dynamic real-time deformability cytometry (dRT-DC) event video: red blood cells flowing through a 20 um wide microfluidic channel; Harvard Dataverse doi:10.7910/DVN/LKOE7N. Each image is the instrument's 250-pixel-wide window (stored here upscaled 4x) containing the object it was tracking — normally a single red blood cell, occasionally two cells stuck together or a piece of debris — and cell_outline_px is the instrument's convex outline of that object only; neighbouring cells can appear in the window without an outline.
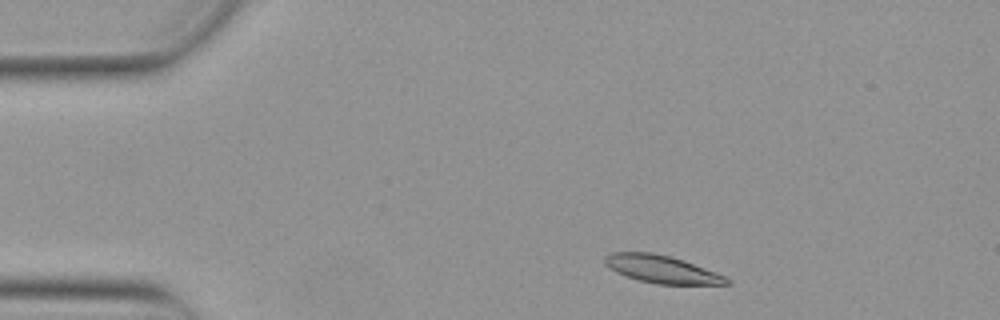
{"species": "Egyptian fruit bat (a non-hibernating species)", "species_latin": "Rousettus aegyptiacus", "temperature_condition": "warm", "stored_images_in_passage": 48, "camera_frame_rate_fps": 3000, "um_per_image_px": 0.085, "animal": {"sex": "female"}, "frame": {"image": 1, "passage_image": 4, "time_ms": 1.0, "image_size_px": [1000, 320], "cell_outline_px": [[732, 284], [656, 284], [624, 276], [608, 268], [604, 264], [604, 256], [612, 252], [652, 252], [684, 260], [716, 272], [732, 280]], "centroid_in_image_um": [56.22, 22.88], "position_along_channel_um": 28.8, "area_um2": 19.71}}
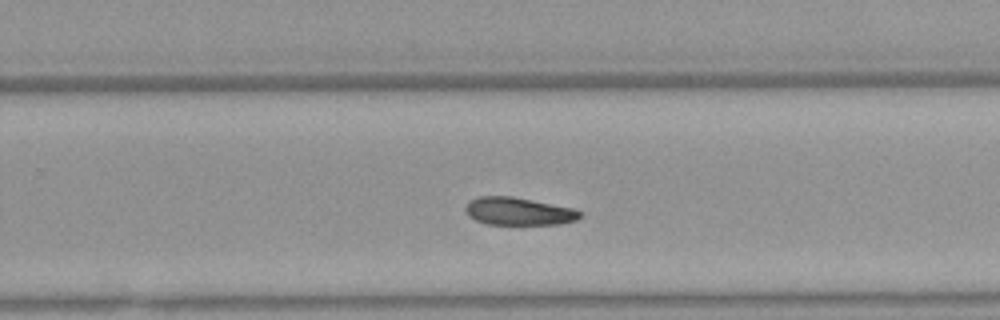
{"frame": {"image": 2, "passage_image": 29, "time_ms": 9.333, "image_size_px": [1000, 320], "cell_outline_px": [[584, 216], [576, 220], [560, 224], [488, 224], [476, 220], [468, 216], [464, 208], [468, 200], [480, 196], [512, 196], [572, 208], [584, 212]], "centroid_in_image_um": [44.08, 17.96], "position_along_channel_um": 285.7, "area_um2": 18.61}}
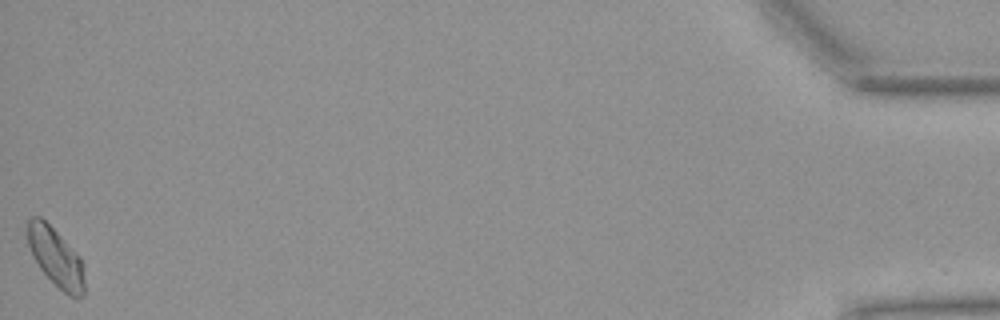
{"frame": {"image": 3, "passage_image": 48, "time_ms": 15.667, "image_size_px": [1000, 320], "cell_outline_px": [[84, 296], [68, 296], [40, 268], [32, 256], [28, 244], [28, 220], [32, 216], [40, 216], [80, 256], [84, 280]], "centroid_in_image_um": [4.73, 21.86], "position_along_channel_um": 430.5, "area_um2": 18.9}}